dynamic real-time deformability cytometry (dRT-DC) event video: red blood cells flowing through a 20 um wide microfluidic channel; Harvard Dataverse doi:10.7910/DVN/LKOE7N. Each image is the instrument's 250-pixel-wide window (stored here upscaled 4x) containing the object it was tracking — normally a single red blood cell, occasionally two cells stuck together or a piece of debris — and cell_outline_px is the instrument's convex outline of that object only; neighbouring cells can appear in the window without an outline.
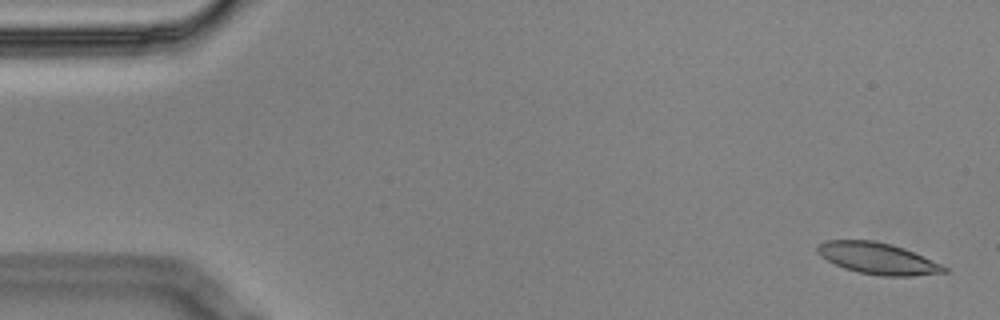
{"species": "Egyptian fruit bat (a non-hibernating species)", "species_latin": "Rousettus aegyptiacus", "temperature_condition": "cold", "stored_images_in_passage": 5, "camera_frame_rate_fps": 3000, "um_per_image_px": 0.085, "animal": {"sex": "male"}, "frame": {"image": 1, "passage_image": 1, "time_ms": 0.0, "image_size_px": [1000, 320], "cell_outline_px": [[948, 272], [912, 276], [880, 276], [860, 272], [844, 268], [820, 256], [816, 252], [816, 248], [820, 244], [828, 240], [872, 240], [892, 244], [904, 248], [940, 264], [948, 268]], "centroid_in_image_um": [74.6, 21.97], "position_along_channel_um": 10.4, "area_um2": 23.0}}
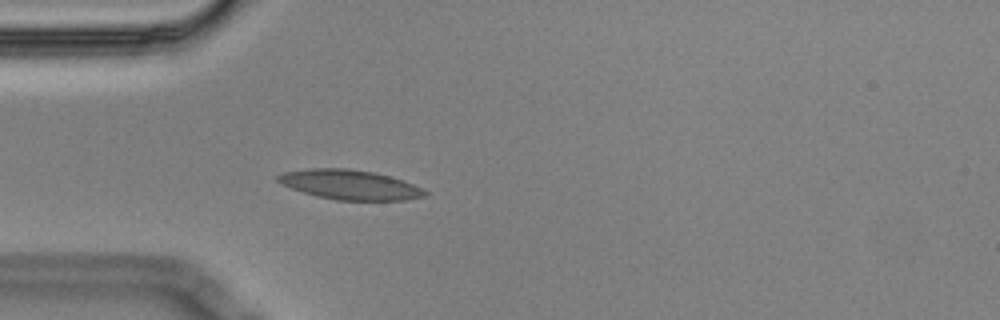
{"frame": {"image": 2, "passage_image": 5, "time_ms": 1.333, "image_size_px": [1000, 320], "cell_outline_px": [[428, 196], [404, 200], [336, 200], [316, 196], [292, 188], [276, 180], [276, 176], [284, 172], [312, 168], [348, 168], [376, 172], [404, 180], [428, 192]], "centroid_in_image_um": [29.77, 15.69], "position_along_channel_um": 55.2, "area_um2": 25.37}}